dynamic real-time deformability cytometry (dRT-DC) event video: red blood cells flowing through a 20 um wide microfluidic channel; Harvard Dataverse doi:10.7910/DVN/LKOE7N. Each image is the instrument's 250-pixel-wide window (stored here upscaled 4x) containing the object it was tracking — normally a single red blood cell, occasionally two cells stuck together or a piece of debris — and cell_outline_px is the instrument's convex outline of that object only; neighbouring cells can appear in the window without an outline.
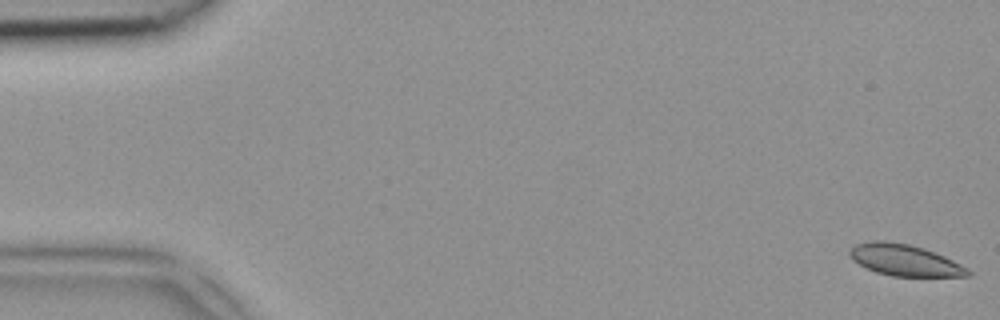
{"species": "common noctule bat (a hibernating species)", "species_latin": "Nyctalus noctula", "temperature_condition": "room temperature", "stored_images_in_passage": 11, "camera_frame_rate_fps": 3000, "um_per_image_px": 0.085, "animal": {"sex": "female", "body_mass_g": 18.4}, "frame": {"image": 1, "passage_image": 1, "time_ms": 0.0, "image_size_px": [1000, 320], "cell_outline_px": [[972, 276], [892, 276], [876, 272], [852, 260], [848, 252], [856, 244], [872, 240], [884, 240], [908, 244], [924, 248], [944, 256], [968, 268], [972, 272]], "centroid_in_image_um": [76.91, 22.11], "position_along_channel_um": 8.1, "area_um2": 21.56}}